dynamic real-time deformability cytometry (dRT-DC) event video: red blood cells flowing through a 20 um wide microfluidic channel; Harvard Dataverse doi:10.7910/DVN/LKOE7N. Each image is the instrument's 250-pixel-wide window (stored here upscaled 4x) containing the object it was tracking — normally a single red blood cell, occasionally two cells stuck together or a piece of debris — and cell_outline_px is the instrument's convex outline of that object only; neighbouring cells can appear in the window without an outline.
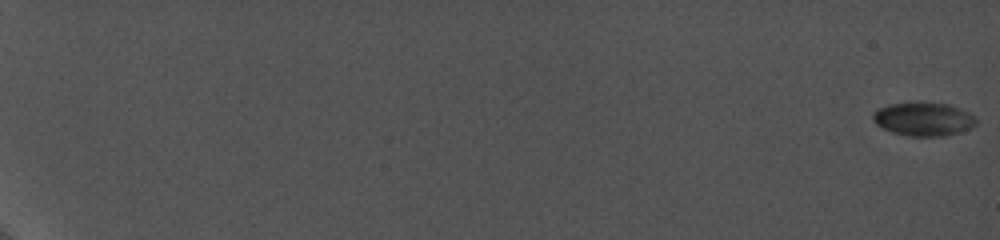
{"species": "common noctule bat (a hibernating species)", "species_latin": "Nyctalus noctula", "temperature_condition": "cold", "stored_images_in_passage": 65, "camera_frame_rate_fps": 5000, "um_per_image_px": 0.085, "animal": {"sex": "female", "body_mass_g": 19.0, "forearm_length_mm": 56.7}, "frame": {"image": 1, "passage_image": 1, "time_ms": 0.0, "image_size_px": [1000, 240], "cell_outline_px": [[976, 124], [968, 128], [944, 136], [908, 136], [892, 132], [880, 128], [872, 120], [872, 112], [876, 108], [888, 104], [912, 100], [948, 104], [960, 108], [968, 112], [976, 120]], "centroid_in_image_um": [78.39, 10.08], "position_along_channel_um": 6.6, "area_um2": 20.63}}
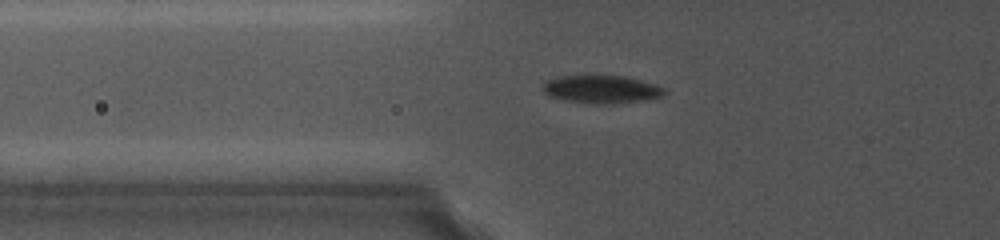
{"frame": {"image": 2, "passage_image": 32, "time_ms": 8.8, "image_size_px": [1000, 240], "cell_outline_px": [[668, 92], [664, 96], [640, 100], [612, 104], [596, 104], [564, 100], [548, 96], [544, 92], [544, 80], [556, 76], [596, 72], [628, 76], [656, 84], [668, 88]], "centroid_in_image_um": [51.13, 7.52], "position_along_channel_um": 74.7, "area_um2": 21.1}}
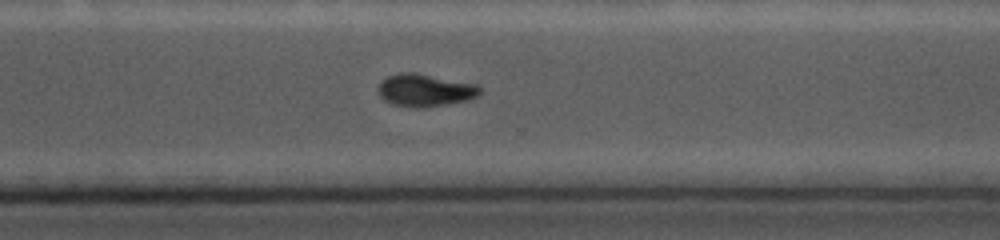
{"frame": {"image": 3, "passage_image": 58, "time_ms": 15.8, "image_size_px": [1000, 240], "cell_outline_px": [[480, 96], [472, 100], [424, 108], [408, 108], [384, 100], [380, 96], [380, 80], [396, 72], [416, 72], [476, 84], [480, 88]], "centroid_in_image_um": [36.16, 7.67], "position_along_channel_um": 334.4, "area_um2": 19.59}}